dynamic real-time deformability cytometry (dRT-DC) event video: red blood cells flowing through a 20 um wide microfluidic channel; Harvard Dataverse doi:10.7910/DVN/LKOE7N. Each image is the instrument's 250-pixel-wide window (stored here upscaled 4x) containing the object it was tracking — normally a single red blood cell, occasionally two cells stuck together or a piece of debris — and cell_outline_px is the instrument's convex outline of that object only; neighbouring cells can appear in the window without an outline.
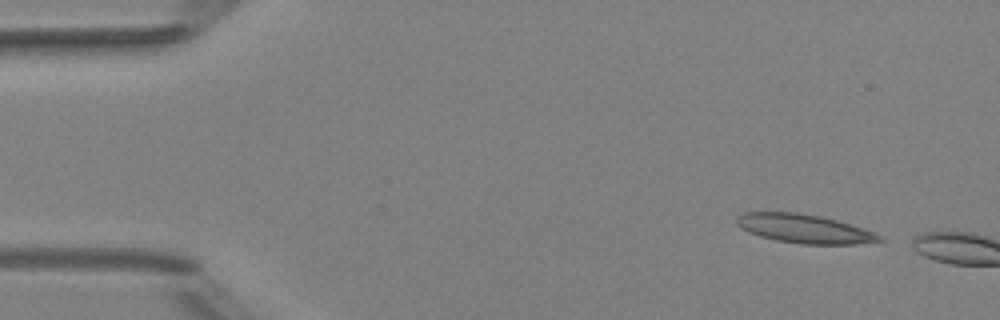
{"species": "Egyptian fruit bat (a non-hibernating species)", "species_latin": "Rousettus aegyptiacus", "temperature_condition": "room temperature", "stored_images_in_passage": 2, "camera_frame_rate_fps": 3000, "um_per_image_px": 0.085, "animal": {"sex": "female"}, "frame": {"image": 1, "passage_image": 1, "time_ms": 0.0, "image_size_px": [1000, 320], "cell_outline_px": [[884, 240], [852, 244], [804, 244], [776, 240], [760, 236], [748, 232], [740, 228], [736, 224], [736, 220], [744, 212], [796, 212], [820, 216], [836, 220], [876, 232]], "centroid_in_image_um": [68.34, 19.43], "position_along_channel_um": 16.7, "area_um2": 23.76}}